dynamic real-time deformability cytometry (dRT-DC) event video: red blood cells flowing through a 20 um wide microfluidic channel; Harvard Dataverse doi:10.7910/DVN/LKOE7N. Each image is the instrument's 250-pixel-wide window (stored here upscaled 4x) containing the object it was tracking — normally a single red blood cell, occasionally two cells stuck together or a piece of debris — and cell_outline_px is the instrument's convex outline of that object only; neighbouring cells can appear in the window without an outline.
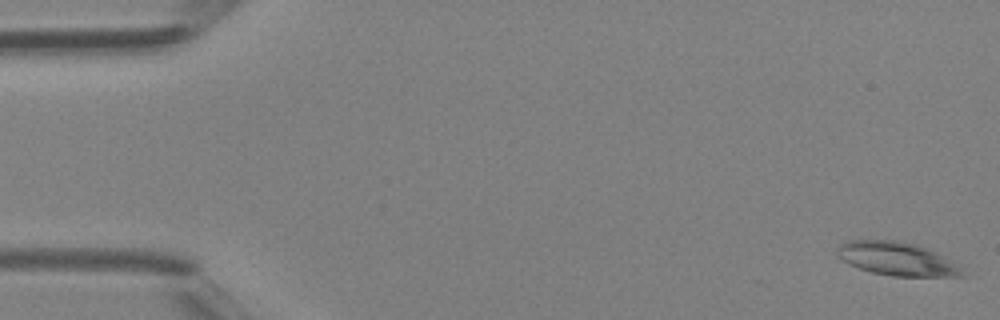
{"species": "Egyptian fruit bat (a non-hibernating species)", "species_latin": "Rousettus aegyptiacus", "temperature_condition": "room temperature", "stored_images_in_passage": 8, "camera_frame_rate_fps": 3000, "um_per_image_px": 0.085, "animal": {"sex": "female"}, "frame": {"image": 1, "passage_image": 1, "time_ms": 0.0, "image_size_px": [1000, 320], "cell_outline_px": [[968, 276], [892, 276], [872, 272], [848, 264], [836, 252], [836, 248], [840, 244], [848, 240], [896, 240], [916, 244], [936, 252], [960, 268]], "centroid_in_image_um": [76.21, 21.99], "position_along_channel_um": 8.8, "area_um2": 24.04}}